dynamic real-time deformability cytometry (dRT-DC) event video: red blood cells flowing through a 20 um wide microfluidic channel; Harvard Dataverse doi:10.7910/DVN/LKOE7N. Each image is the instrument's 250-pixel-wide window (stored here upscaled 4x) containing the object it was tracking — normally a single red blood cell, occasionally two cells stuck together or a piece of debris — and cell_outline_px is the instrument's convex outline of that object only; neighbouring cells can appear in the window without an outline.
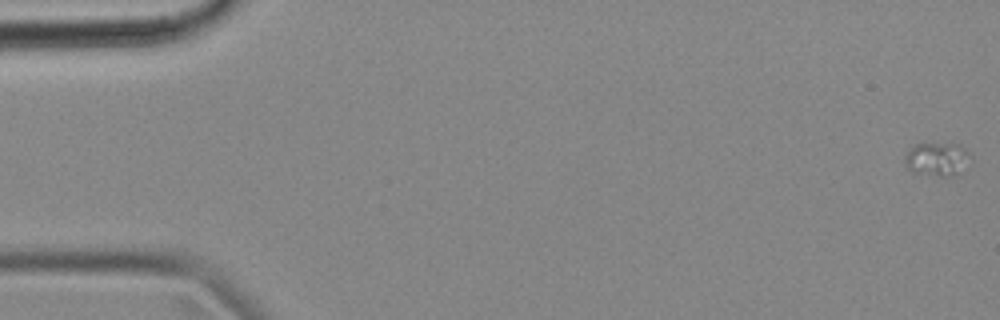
{"species": "common noctule bat (a hibernating species)", "species_latin": "Nyctalus noctula", "temperature_condition": "cold", "stored_images_in_passage": 56, "camera_frame_rate_fps": 3000, "um_per_image_px": 0.085, "animal": {"sex": "female", "body_mass_g": 18.4}, "frame": {"image": 1, "passage_image": 1, "time_ms": 0.0, "image_size_px": [1000, 320], "cell_outline_px": [[972, 160], [960, 172], [948, 176], [940, 176], [912, 172], [904, 164], [904, 156], [916, 144], [956, 144], [972, 152]], "centroid_in_image_um": [79.7, 13.53], "position_along_channel_um": 5.3, "area_um2": 12.83}}